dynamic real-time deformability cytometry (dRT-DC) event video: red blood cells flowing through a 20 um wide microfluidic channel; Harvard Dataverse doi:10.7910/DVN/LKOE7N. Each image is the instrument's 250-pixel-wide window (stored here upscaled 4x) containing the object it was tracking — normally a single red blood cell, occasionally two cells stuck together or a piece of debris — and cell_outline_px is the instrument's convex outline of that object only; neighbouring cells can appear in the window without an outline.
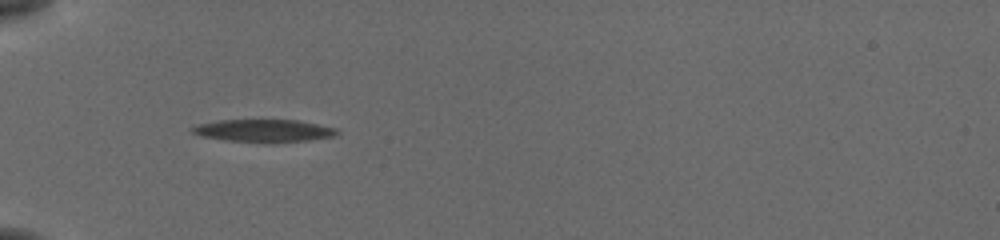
{"species": "common noctule bat (a hibernating species)", "species_latin": "Nyctalus noctula", "temperature_condition": "cold", "stored_images_in_passage": 39, "camera_frame_rate_fps": 3000, "um_per_image_px": 0.085, "animal": {"sex": "female", "body_mass_g": 19.5, "forearm_length_mm": 54.1}, "frame": {"image": 1, "passage_image": 1, "time_ms": 0.0, "image_size_px": [1000, 240], "cell_outline_px": [[340, 132], [332, 136], [308, 140], [228, 140], [200, 136], [192, 132], [188, 128], [196, 124], [220, 120], [296, 120], [336, 128]], "centroid_in_image_um": [22.34, 11.06], "position_along_channel_um": 62.7, "area_um2": 18.09}}
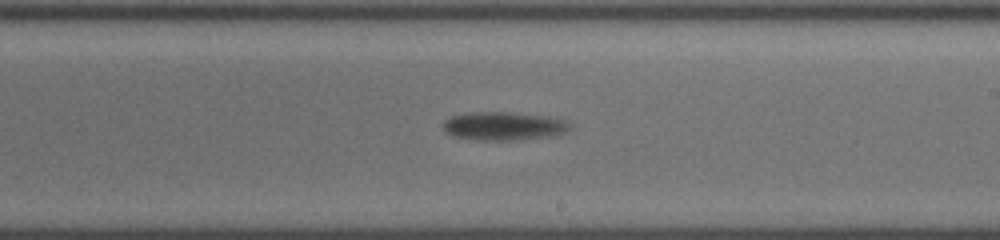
{"frame": {"image": 2, "passage_image": 17, "time_ms": 5.333, "image_size_px": [1000, 240], "cell_outline_px": [[568, 128], [564, 132], [544, 136], [512, 140], [476, 140], [452, 136], [444, 132], [444, 120], [452, 116], [472, 112], [508, 112], [548, 116], [560, 120], [568, 124]], "centroid_in_image_um": [42.69, 10.71], "position_along_channel_um": 246.3, "area_um2": 20.46}}
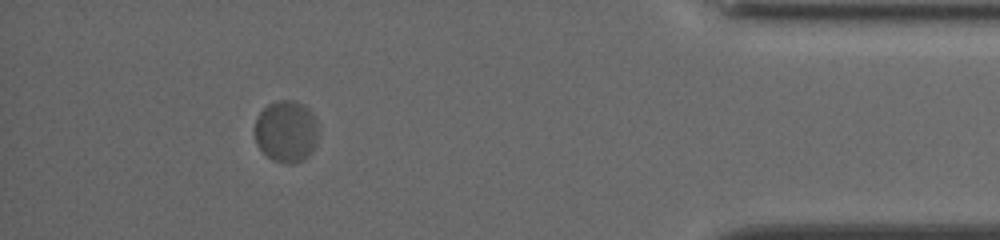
{"frame": {"image": 3, "passage_image": 34, "time_ms": 11.0, "image_size_px": [1000, 240], "cell_outline_px": [[320, 132], [316, 144], [312, 152], [304, 160], [292, 164], [284, 164], [272, 160], [256, 144], [256, 116], [268, 104], [280, 100], [296, 100], [304, 104], [312, 112], [316, 120]], "centroid_in_image_um": [24.38, 11.17], "position_along_channel_um": 410.8, "area_um2": 23.35}, "authors_computed_cell_mechanics": {"area_um2": 21.0392, "velocity_mm_per_s": 3.6315, "shape_relaxation_time_tau1_ms": 2.6288, "shape_relaxation_time_tau2_ms": null, "deformation_change_tau1": 0.0928, "deformation_change_tau2": null}}